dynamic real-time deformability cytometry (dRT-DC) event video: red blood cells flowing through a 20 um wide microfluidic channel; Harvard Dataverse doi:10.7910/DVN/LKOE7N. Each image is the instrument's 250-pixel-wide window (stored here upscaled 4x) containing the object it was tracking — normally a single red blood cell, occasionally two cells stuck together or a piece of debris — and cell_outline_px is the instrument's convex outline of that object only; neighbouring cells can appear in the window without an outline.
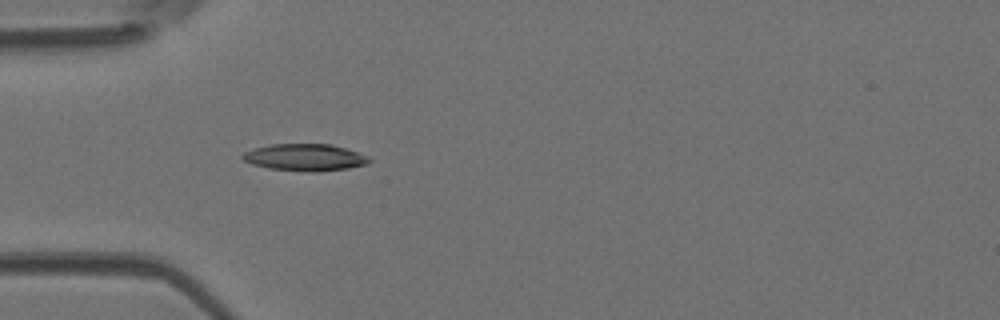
{"species": "Egyptian fruit bat (a non-hibernating species)", "species_latin": "Rousettus aegyptiacus", "temperature_condition": "room temperature", "stored_images_in_passage": 5, "camera_frame_rate_fps": 3000, "um_per_image_px": 0.085, "animal": {"sex": "female"}, "frame": {"image": 1, "passage_image": 5, "time_ms": 4.667, "image_size_px": [1000, 320], "cell_outline_px": [[372, 160], [368, 164], [348, 168], [316, 172], [312, 172], [268, 168], [252, 164], [244, 160], [240, 156], [244, 152], [252, 148], [268, 144], [332, 144], [360, 152], [368, 156]], "centroid_in_image_um": [25.93, 13.37], "position_along_channel_um": 59.1, "area_um2": 20.11}}